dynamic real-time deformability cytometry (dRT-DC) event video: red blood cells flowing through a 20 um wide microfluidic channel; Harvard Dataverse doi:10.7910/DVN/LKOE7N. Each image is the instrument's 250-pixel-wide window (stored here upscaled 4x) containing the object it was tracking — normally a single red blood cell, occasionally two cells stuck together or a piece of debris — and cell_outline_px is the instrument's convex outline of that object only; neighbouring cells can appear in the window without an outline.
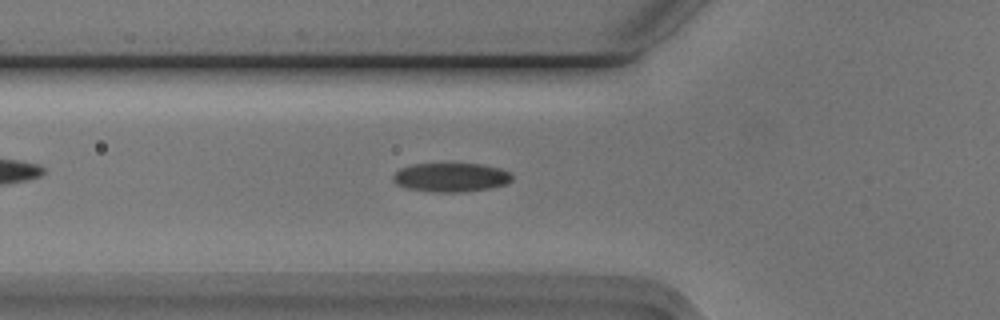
{"species": "Egyptian fruit bat (a non-hibernating species)", "species_latin": "Rousettus aegyptiacus", "temperature_condition": "cold", "stored_images_in_passage": 28, "camera_frame_rate_fps": 3000, "um_per_image_px": 0.085, "animal": {"sex": "male"}, "frame": {"image": 1, "passage_image": 5, "time_ms": 1.333, "image_size_px": [1000, 320], "cell_outline_px": [[512, 180], [508, 184], [488, 188], [460, 192], [432, 192], [408, 188], [396, 184], [392, 180], [392, 176], [400, 168], [412, 164], [480, 164], [500, 168], [508, 172], [512, 176]], "centroid_in_image_um": [38.31, 15.07], "position_along_channel_um": 87.5, "area_um2": 20.0}}
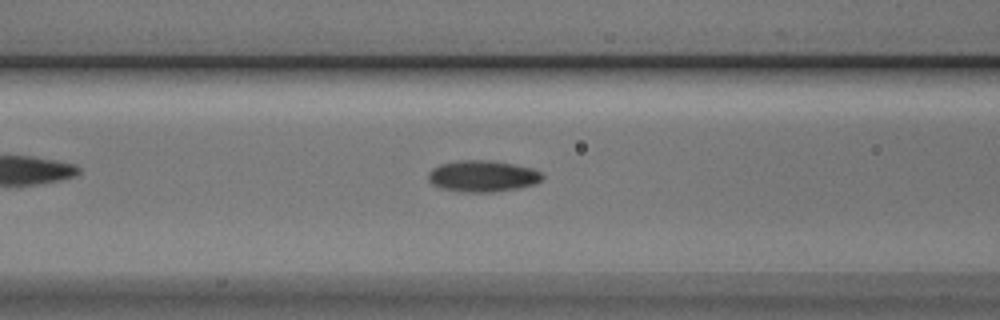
{"frame": {"image": 2, "passage_image": 8, "time_ms": 2.333, "image_size_px": [1000, 320], "cell_outline_px": [[544, 176], [536, 184], [520, 188], [492, 192], [460, 192], [440, 188], [432, 184], [428, 180], [428, 172], [432, 168], [440, 164], [460, 160], [488, 160], [512, 164], [532, 168], [540, 172]], "centroid_in_image_um": [41.0, 14.98], "position_along_channel_um": 125.6, "area_um2": 20.98}}
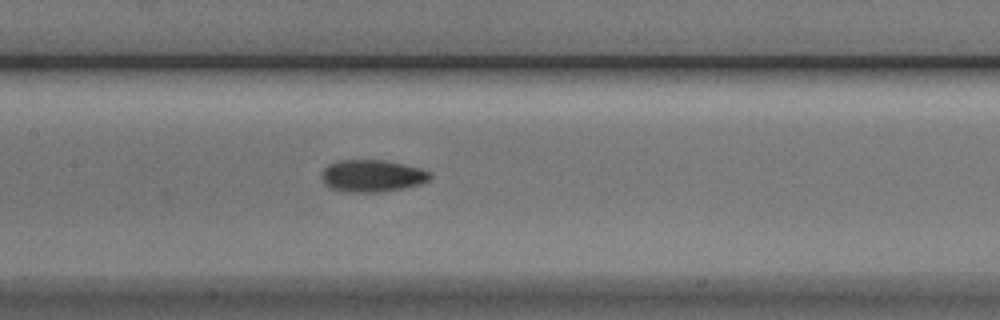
{"frame": {"image": 3, "passage_image": 12, "time_ms": 3.667, "image_size_px": [1000, 320], "cell_outline_px": [[432, 176], [428, 180], [420, 184], [404, 188], [384, 192], [348, 192], [332, 188], [324, 180], [324, 168], [328, 164], [336, 160], [384, 160], [404, 164], [420, 168], [428, 172]], "centroid_in_image_um": [31.67, 14.94], "position_along_channel_um": 175.7, "area_um2": 20.06}}